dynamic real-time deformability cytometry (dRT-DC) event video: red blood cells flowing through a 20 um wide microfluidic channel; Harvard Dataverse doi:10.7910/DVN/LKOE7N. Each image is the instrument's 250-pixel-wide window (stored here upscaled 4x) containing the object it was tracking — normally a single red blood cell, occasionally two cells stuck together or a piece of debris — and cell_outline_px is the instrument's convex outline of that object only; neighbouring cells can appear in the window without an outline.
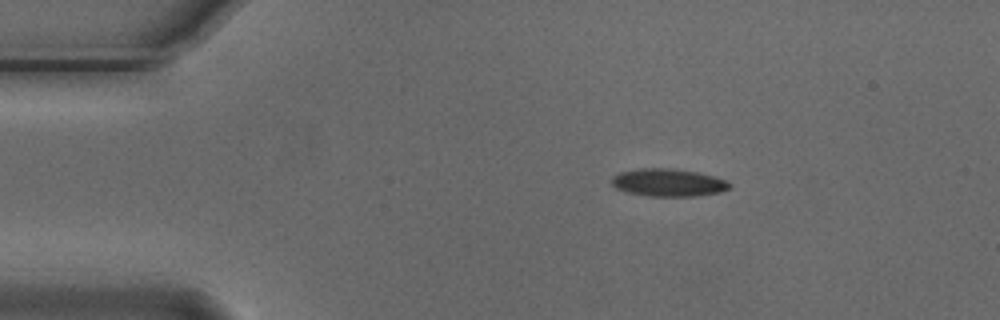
{"species": "Egyptian fruit bat (a non-hibernating species)", "species_latin": "Rousettus aegyptiacus", "temperature_condition": "cold", "stored_images_in_passage": 13, "camera_frame_rate_fps": 3000, "um_per_image_px": 0.085, "animal": {"sex": "male"}, "frame": {"image": 1, "passage_image": 1, "time_ms": 0.0, "image_size_px": [1000, 320], "cell_outline_px": [[732, 188], [720, 192], [696, 196], [648, 196], [628, 192], [616, 188], [612, 184], [612, 176], [620, 172], [640, 168], [668, 168], [696, 172], [716, 176], [732, 184]], "centroid_in_image_um": [56.83, 15.52], "position_along_channel_um": 28.2, "area_um2": 19.02}}
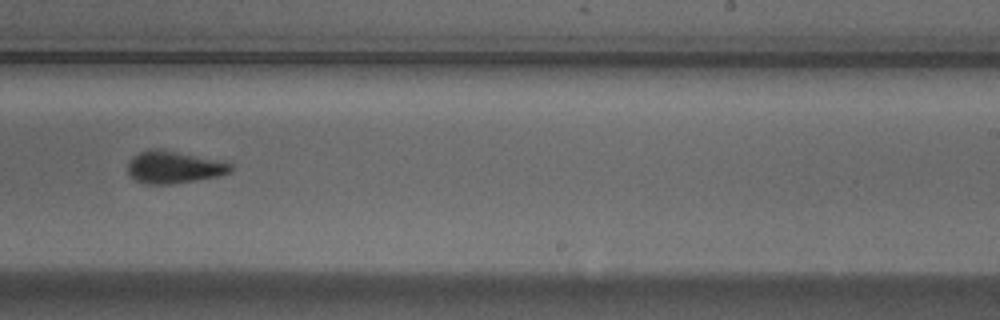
{"frame": {"image": 2, "passage_image": 8, "time_ms": 2.333, "image_size_px": [1000, 320], "cell_outline_px": [[232, 172], [216, 176], [172, 184], [148, 184], [136, 180], [128, 172], [128, 160], [132, 156], [148, 148], [164, 148], [224, 160], [232, 164]], "centroid_in_image_um": [14.8, 14.16], "position_along_channel_um": 274.2, "area_um2": 19.83}}
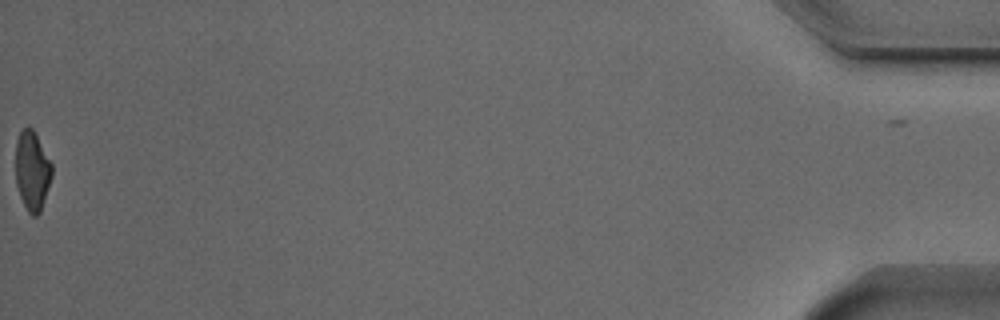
{"frame": {"image": 3, "passage_image": 13, "time_ms": 4.0, "image_size_px": [1000, 320], "cell_outline_px": [[52, 176], [40, 212], [36, 216], [32, 216], [28, 212], [20, 196], [16, 184], [16, 140], [20, 132], [24, 128], [32, 128], [52, 164]], "centroid_in_image_um": [2.73, 14.53], "position_along_channel_um": 432.5, "area_um2": 16.53}}